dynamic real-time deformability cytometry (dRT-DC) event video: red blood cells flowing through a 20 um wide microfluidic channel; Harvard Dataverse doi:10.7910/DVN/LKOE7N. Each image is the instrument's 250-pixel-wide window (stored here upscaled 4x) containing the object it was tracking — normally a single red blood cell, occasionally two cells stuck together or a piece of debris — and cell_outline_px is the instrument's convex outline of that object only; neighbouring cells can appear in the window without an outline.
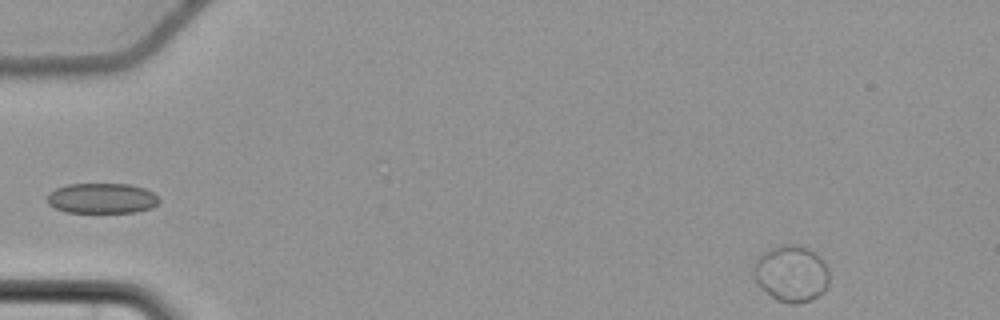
{"species": "common noctule bat (a hibernating species)", "species_latin": "Nyctalus noctula", "temperature_condition": "cold", "stored_images_in_passage": 53, "camera_frame_rate_fps": 3000, "um_per_image_px": 0.085, "animal": {"sex": "female", "body_mass_g": 22.7, "forearm_length_mm": 54.2}, "frame": {"image": 1, "passage_image": 1, "time_ms": 0.0, "image_size_px": [1000, 320], "cell_outline_px": [[828, 284], [824, 292], [812, 300], [796, 304], [792, 304], [776, 300], [760, 288], [752, 276], [752, 264], [760, 252], [784, 244], [796, 244], [808, 248], [820, 256], [828, 272]], "centroid_in_image_um": [67.2, 23.25], "position_along_channel_um": 17.8, "area_um2": 25.37}}
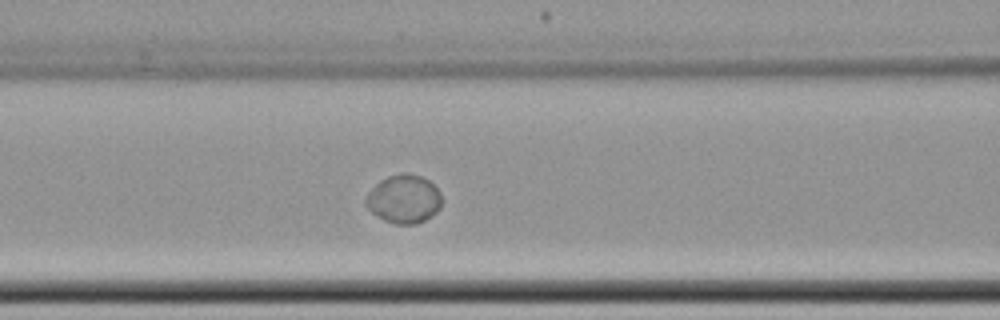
{"frame": {"image": 2, "passage_image": 21, "time_ms": 6.667, "image_size_px": [1000, 320], "cell_outline_px": [[440, 208], [432, 216], [416, 224], [396, 224], [384, 220], [372, 212], [364, 204], [364, 200], [368, 192], [380, 180], [388, 176], [404, 172], [420, 176], [428, 180], [440, 192]], "centroid_in_image_um": [34.31, 16.92], "position_along_channel_um": 132.3, "area_um2": 21.33}}
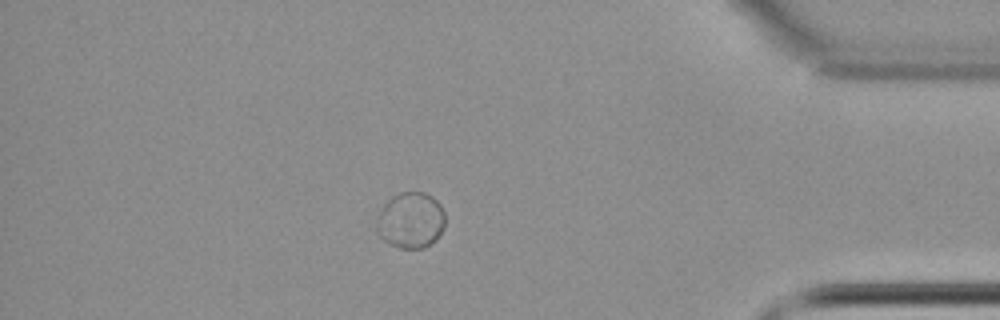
{"frame": {"image": 3, "passage_image": 46, "time_ms": 15.0, "image_size_px": [1000, 320], "cell_outline_px": [[444, 228], [436, 240], [424, 248], [400, 248], [388, 244], [380, 236], [376, 224], [380, 212], [384, 204], [392, 196], [400, 192], [424, 192], [432, 196], [440, 204], [444, 212]], "centroid_in_image_um": [34.93, 18.73], "position_along_channel_um": 400.3, "area_um2": 22.37}, "authors_computed_cell_mechanics": {"area_um2": 21.964, "velocity_mm_per_s": 3.6308, "shape_relaxation_time_tau1_ms": 2.309, "shape_relaxation_time_tau2_ms": null, "deformation_change_tau1": 0.0223, "deformation_change_tau2": null}}